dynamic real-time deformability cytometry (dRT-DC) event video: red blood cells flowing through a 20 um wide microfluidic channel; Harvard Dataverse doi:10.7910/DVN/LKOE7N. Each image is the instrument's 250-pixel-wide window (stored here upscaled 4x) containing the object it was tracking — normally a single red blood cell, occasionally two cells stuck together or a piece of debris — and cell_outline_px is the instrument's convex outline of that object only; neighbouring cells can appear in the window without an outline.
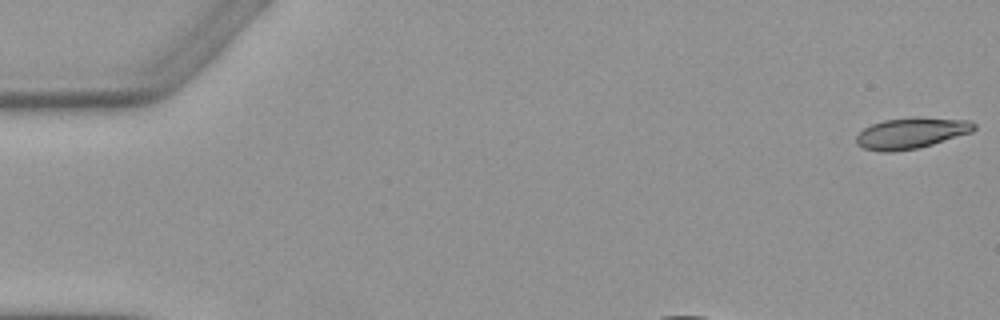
{"species": "Egyptian fruit bat (a non-hibernating species)", "species_latin": "Rousettus aegyptiacus", "temperature_condition": "warm", "stored_images_in_passage": 6, "camera_frame_rate_fps": 3000, "um_per_image_px": 0.085, "animal": {"sex": "female"}, "frame": {"image": 1, "passage_image": 1, "time_ms": 0.0, "image_size_px": [1000, 320], "cell_outline_px": [[976, 128], [972, 132], [932, 144], [916, 148], [892, 152], [880, 152], [864, 148], [856, 144], [856, 136], [864, 128], [872, 124], [884, 120], [912, 116], [920, 116], [972, 120], [976, 124]], "centroid_in_image_um": [77.48, 11.29], "position_along_channel_um": 7.5, "area_um2": 21.56}}
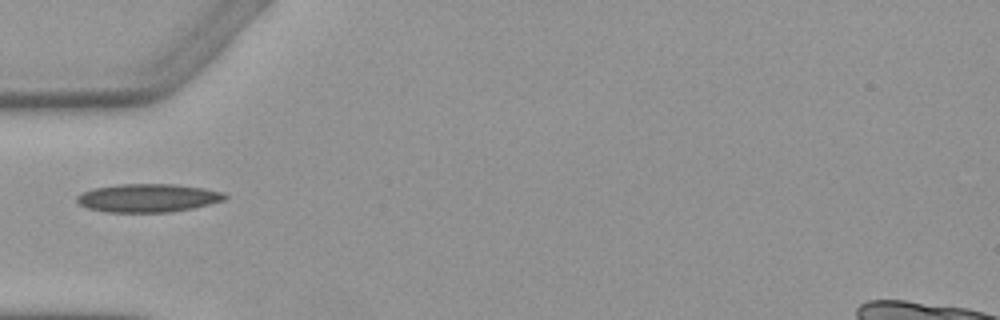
{"frame": {"image": 2, "passage_image": 5, "time_ms": 5.667, "image_size_px": [1000, 320], "cell_outline_px": [[228, 196], [224, 200], [192, 208], [168, 212], [104, 212], [88, 208], [80, 204], [76, 200], [76, 196], [80, 192], [92, 188], [120, 184], [176, 184], [204, 188], [224, 192]], "centroid_in_image_um": [12.55, 16.82], "position_along_channel_um": 72.5, "area_um2": 24.51}}
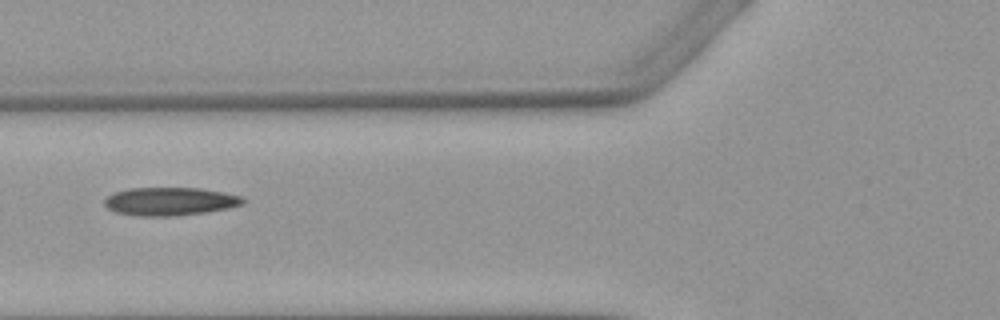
{"frame": {"image": 3, "passage_image": 6, "time_ms": 6.667, "image_size_px": [1000, 320], "cell_outline_px": [[248, 200], [244, 204], [228, 208], [208, 212], [176, 216], [132, 216], [116, 212], [108, 208], [104, 204], [104, 200], [112, 192], [128, 188], [200, 188], [224, 192], [244, 196]], "centroid_in_image_um": [14.48, 17.12], "position_along_channel_um": 111.3, "area_um2": 23.18}}